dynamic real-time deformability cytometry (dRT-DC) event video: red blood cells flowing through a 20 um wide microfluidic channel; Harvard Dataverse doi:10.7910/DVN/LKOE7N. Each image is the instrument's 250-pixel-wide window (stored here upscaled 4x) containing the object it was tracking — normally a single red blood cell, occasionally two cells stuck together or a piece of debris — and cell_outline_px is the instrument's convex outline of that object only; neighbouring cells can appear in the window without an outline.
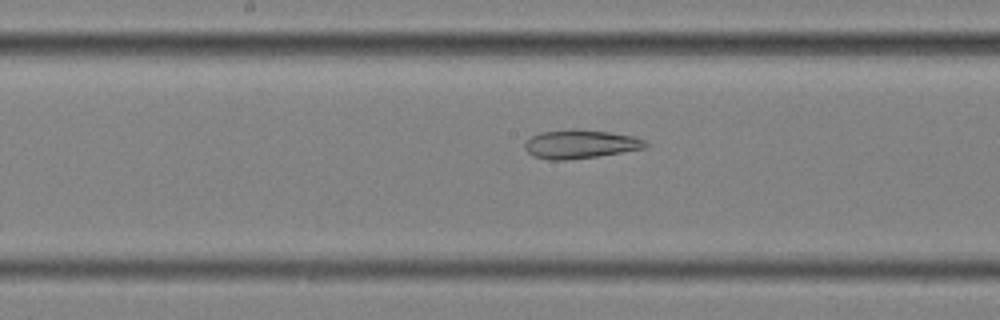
{"species": "common noctule bat (a hibernating species)", "species_latin": "Nyctalus noctula", "temperature_condition": "cold", "stored_images_in_passage": 42, "camera_frame_rate_fps": 3000, "um_per_image_px": 0.085, "animal": {"sex": "female", "body_mass_g": 25.1}, "frame": {"image": 1, "passage_image": 15, "time_ms": 4.667, "image_size_px": [1000, 320], "cell_outline_px": [[652, 144], [644, 148], [596, 156], [564, 160], [548, 160], [532, 156], [524, 148], [524, 144], [532, 136], [540, 132], [576, 128], [608, 132], [632, 136], [644, 140]], "centroid_in_image_um": [49.3, 12.24], "position_along_channel_um": 198.9, "area_um2": 20.11}}
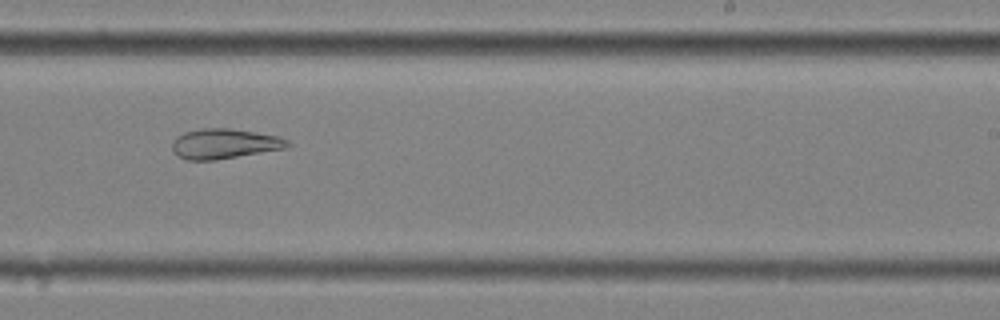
{"frame": {"image": 2, "passage_image": 21, "time_ms": 6.667, "image_size_px": [1000, 320], "cell_outline_px": [[292, 144], [288, 148], [216, 160], [188, 160], [172, 152], [172, 140], [176, 136], [184, 132], [200, 128], [232, 128], [256, 132], [276, 136], [288, 140]], "centroid_in_image_um": [19.07, 12.21], "position_along_channel_um": 269.9, "area_um2": 20.4}}
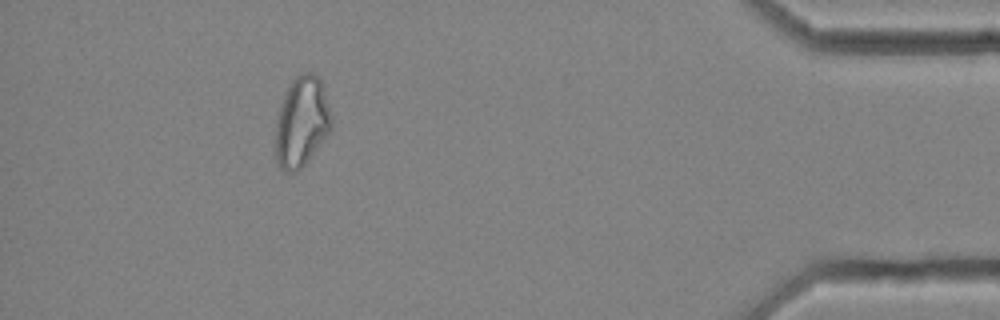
{"frame": {"image": 3, "passage_image": 37, "time_ms": 12.0, "image_size_px": [1000, 320], "cell_outline_px": [[332, 128], [308, 160], [296, 172], [284, 172], [280, 168], [276, 160], [276, 124], [284, 92], [292, 80], [296, 76], [304, 72], [312, 72], [320, 80], [332, 116]], "centroid_in_image_um": [25.64, 10.36], "position_along_channel_um": 409.6, "area_um2": 29.13}, "authors_computed_cell_mechanics": {"area_um2": 24.3049, "velocity_mm_per_s": 3.5592, "shape_relaxation_time_tau1_ms": null, "shape_relaxation_time_tau2_ms": 3.1727, "deformation_change_tau1": null, "deformation_change_tau2": 0.1119}}